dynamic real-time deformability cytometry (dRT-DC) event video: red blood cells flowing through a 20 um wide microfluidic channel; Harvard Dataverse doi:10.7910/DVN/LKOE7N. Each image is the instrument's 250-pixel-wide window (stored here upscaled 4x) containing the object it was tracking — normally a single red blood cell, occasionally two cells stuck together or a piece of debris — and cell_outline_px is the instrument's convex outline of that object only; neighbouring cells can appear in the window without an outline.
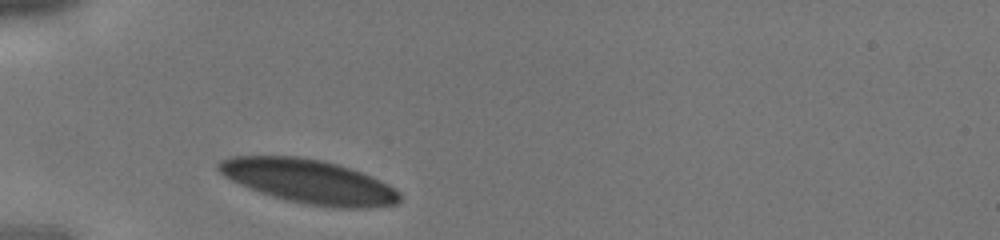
{"species": "human", "species_latin": "Homo sapiens", "temperature_condition": "cold", "stored_images_in_passage": 7, "camera_frame_rate_fps": 3000, "um_per_image_px": 0.085, "donor": {"sex": "male"}, "frame": {"image": 1, "passage_image": 1, "time_ms": 0.0, "image_size_px": [1000, 240], "cell_outline_px": [[400, 200], [396, 204], [368, 208], [340, 208], [304, 204], [284, 200], [248, 188], [224, 176], [216, 168], [216, 164], [220, 160], [228, 156], [300, 156], [324, 160], [352, 168], [380, 180], [388, 184], [400, 192]], "centroid_in_image_um": [26.25, 15.42], "position_along_channel_um": 58.8, "area_um2": 46.76}}
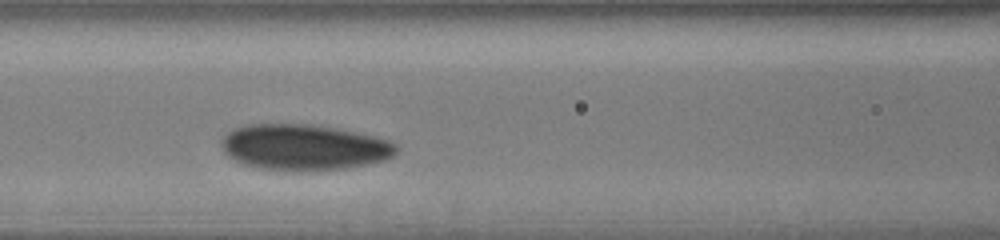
{"frame": {"image": 2, "passage_image": 4, "time_ms": 1.0, "image_size_px": [1000, 240], "cell_outline_px": [[400, 148], [392, 156], [384, 160], [368, 164], [344, 168], [316, 172], [292, 172], [256, 168], [240, 164], [228, 156], [224, 152], [220, 144], [220, 140], [228, 132], [236, 128], [248, 124], [308, 124], [356, 132], [388, 140], [396, 144]], "centroid_in_image_um": [25.79, 12.55], "position_along_channel_um": 140.8, "area_um2": 47.34}}
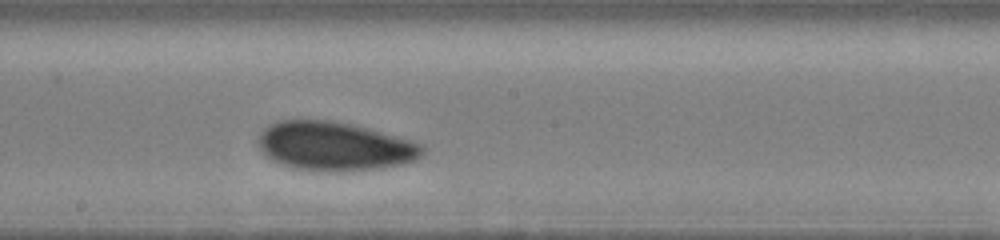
{"frame": {"image": 3, "passage_image": 7, "time_ms": 2.0, "image_size_px": [1000, 240], "cell_outline_px": [[424, 152], [416, 160], [400, 164], [380, 168], [340, 172], [328, 172], [296, 168], [272, 160], [260, 148], [256, 140], [260, 132], [268, 124], [280, 120], [328, 120], [352, 124], [368, 128], [412, 140], [424, 144]], "centroid_in_image_um": [28.45, 12.42], "position_along_channel_um": 219.8, "area_um2": 46.88}}